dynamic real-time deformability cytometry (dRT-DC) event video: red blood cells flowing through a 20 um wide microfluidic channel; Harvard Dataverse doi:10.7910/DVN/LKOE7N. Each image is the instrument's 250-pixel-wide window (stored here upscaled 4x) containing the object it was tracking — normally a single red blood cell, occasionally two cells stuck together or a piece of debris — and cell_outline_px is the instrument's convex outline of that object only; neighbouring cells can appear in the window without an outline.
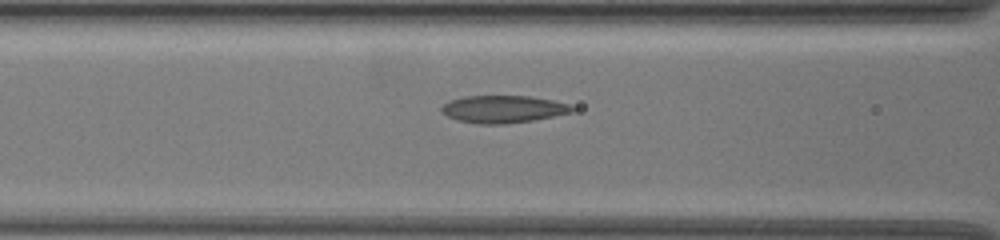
{"species": "common noctule bat (a hibernating species)", "species_latin": "Nyctalus noctula", "temperature_condition": "warm", "stored_images_in_passage": 48, "camera_frame_rate_fps": 3000, "um_per_image_px": 0.085, "animal": {"sex": "female", "body_mass_g": 19.5, "forearm_length_mm": 54.1}, "frame": {"image": 1, "passage_image": 23, "time_ms": 7.333, "image_size_px": [1000, 240], "cell_outline_px": [[576, 108], [572, 112], [532, 120], [504, 124], [476, 124], [456, 120], [448, 116], [440, 108], [444, 104], [452, 100], [464, 96], [528, 96], [552, 100], [568, 104]], "centroid_in_image_um": [42.76, 9.28], "position_along_channel_um": 123.8, "area_um2": 20.63}}
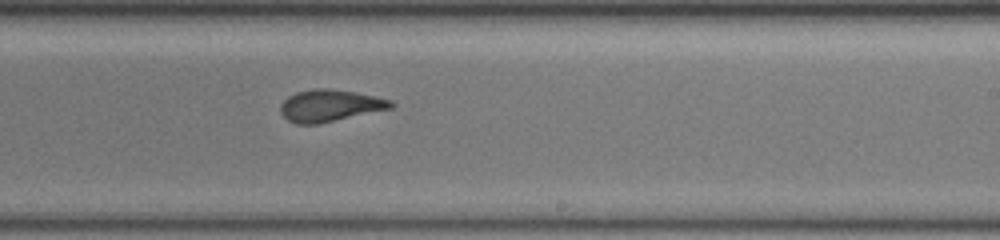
{"frame": {"image": 2, "passage_image": 34, "time_ms": 11.0, "image_size_px": [1000, 240], "cell_outline_px": [[396, 104], [392, 108], [320, 124], [296, 124], [288, 120], [280, 112], [280, 104], [288, 96], [296, 92], [316, 88], [328, 88], [356, 92], [392, 100]], "centroid_in_image_um": [28.05, 8.98], "position_along_channel_um": 261.0, "area_um2": 20.69}}
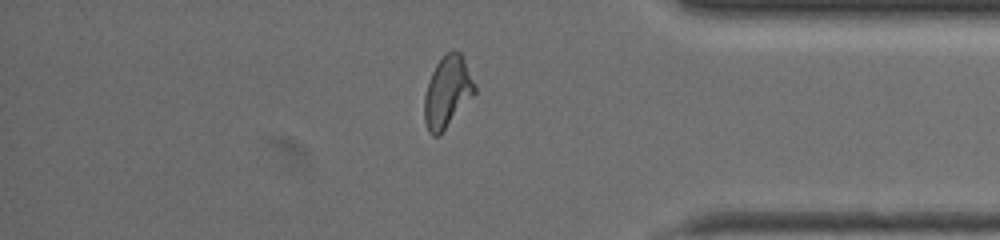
{"frame": {"image": 3, "passage_image": 46, "time_ms": 15.0, "image_size_px": [1000, 240], "cell_outline_px": [[476, 92], [440, 136], [432, 136], [428, 132], [424, 120], [424, 96], [432, 72], [436, 64], [452, 48], [460, 52], [476, 84]], "centroid_in_image_um": [38.03, 7.84], "position_along_channel_um": 397.2, "area_um2": 20.98}}